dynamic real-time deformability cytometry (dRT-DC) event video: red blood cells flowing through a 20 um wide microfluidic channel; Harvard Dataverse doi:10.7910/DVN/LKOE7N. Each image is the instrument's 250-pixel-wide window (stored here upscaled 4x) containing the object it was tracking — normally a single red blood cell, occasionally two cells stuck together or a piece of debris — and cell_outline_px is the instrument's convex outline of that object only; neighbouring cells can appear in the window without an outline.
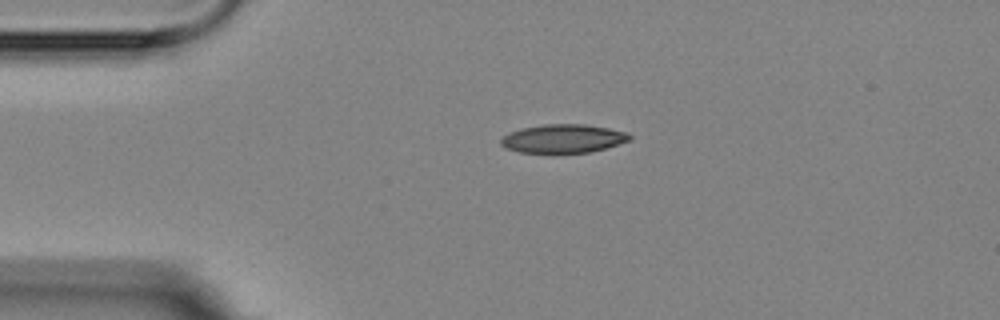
{"species": "Egyptian fruit bat (a non-hibernating species)", "species_latin": "Rousettus aegyptiacus", "temperature_condition": "room temperature", "stored_images_in_passage": 2, "camera_frame_rate_fps": 3000, "um_per_image_px": 0.085, "animal": {"sex": "female"}, "frame": {"image": 1, "passage_image": 1, "time_ms": 0.0, "image_size_px": [1000, 320], "cell_outline_px": [[632, 140], [604, 148], [588, 152], [552, 156], [520, 152], [504, 148], [500, 144], [500, 140], [508, 132], [520, 128], [544, 124], [584, 124], [608, 128], [628, 132], [632, 136]], "centroid_in_image_um": [47.82, 11.82], "position_along_channel_um": 37.2, "area_um2": 22.37}}